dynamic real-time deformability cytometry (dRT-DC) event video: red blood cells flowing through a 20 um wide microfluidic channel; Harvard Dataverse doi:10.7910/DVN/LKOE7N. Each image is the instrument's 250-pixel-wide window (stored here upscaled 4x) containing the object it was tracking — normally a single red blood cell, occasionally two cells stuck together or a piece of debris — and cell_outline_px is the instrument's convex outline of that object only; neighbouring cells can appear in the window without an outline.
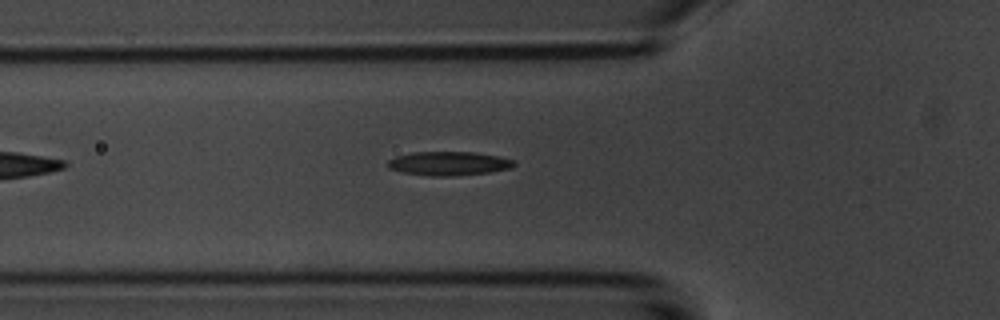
{"species": "common noctule bat (a hibernating species)", "species_latin": "Nyctalus noctula", "temperature_condition": "room temperature", "stored_images_in_passage": 6, "camera_frame_rate_fps": 3000, "um_per_image_px": 0.085, "animal": {"sex": "male", "body_mass_g": 20.1, "forearm_length_mm": 53.5}, "frame": {"image": 1, "passage_image": 6, "time_ms": 5.667, "image_size_px": [1000, 320], "cell_outline_px": [[516, 164], [512, 168], [492, 172], [456, 176], [428, 176], [400, 172], [388, 168], [388, 160], [396, 156], [412, 152], [472, 152], [500, 156], [516, 160]], "centroid_in_image_um": [38.18, 13.9], "position_along_channel_um": 87.6, "area_um2": 17.92}}